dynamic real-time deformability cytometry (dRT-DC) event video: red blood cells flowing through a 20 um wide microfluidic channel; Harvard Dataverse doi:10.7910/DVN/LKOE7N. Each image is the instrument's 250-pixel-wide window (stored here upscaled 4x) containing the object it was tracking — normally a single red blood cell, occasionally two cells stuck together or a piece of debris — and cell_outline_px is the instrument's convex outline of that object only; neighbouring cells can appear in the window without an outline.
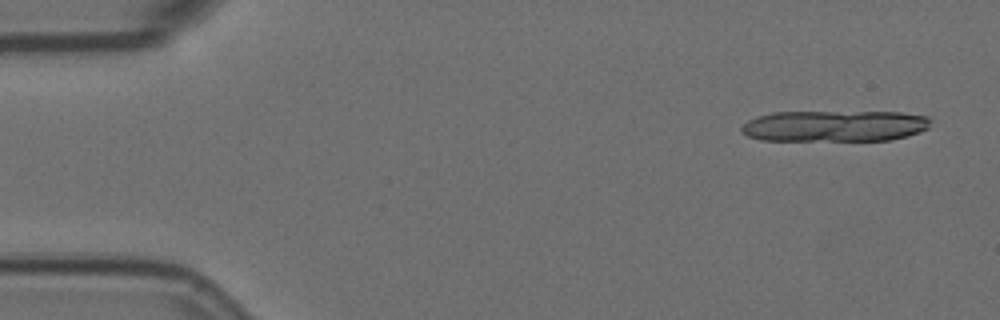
{"species": "Egyptian fruit bat (a non-hibernating species)", "species_latin": "Rousettus aegyptiacus", "temperature_condition": "room temperature", "stored_images_in_passage": 10, "camera_frame_rate_fps": 3000, "um_per_image_px": 0.085, "animal": {"sex": "female"}, "frame": {"image": 1, "passage_image": 1, "time_ms": 0.0, "image_size_px": [1000, 320], "cell_outline_px": [[928, 128], [920, 132], [908, 136], [892, 140], [760, 140], [748, 136], [740, 132], [740, 128], [748, 120], [756, 116], [772, 112], [900, 112], [928, 116]], "centroid_in_image_um": [70.91, 10.7], "position_along_channel_um": 14.1, "area_um2": 34.51}}
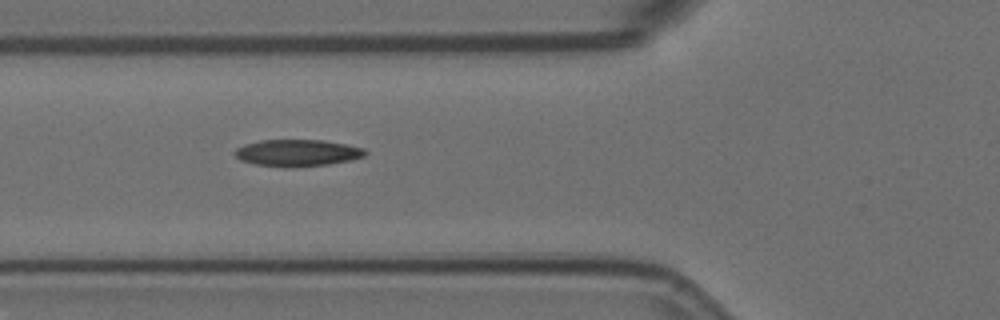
{"frame": {"image": 2, "passage_image": 5, "time_ms": 1.333, "image_size_px": [1000, 320], "cell_outline_px": [[368, 152], [364, 156], [352, 160], [328, 164], [284, 168], [256, 164], [240, 160], [232, 152], [236, 148], [244, 144], [260, 140], [324, 140], [364, 148]], "centroid_in_image_um": [25.25, 12.99], "position_along_channel_um": 100.5, "area_um2": 20.46}}